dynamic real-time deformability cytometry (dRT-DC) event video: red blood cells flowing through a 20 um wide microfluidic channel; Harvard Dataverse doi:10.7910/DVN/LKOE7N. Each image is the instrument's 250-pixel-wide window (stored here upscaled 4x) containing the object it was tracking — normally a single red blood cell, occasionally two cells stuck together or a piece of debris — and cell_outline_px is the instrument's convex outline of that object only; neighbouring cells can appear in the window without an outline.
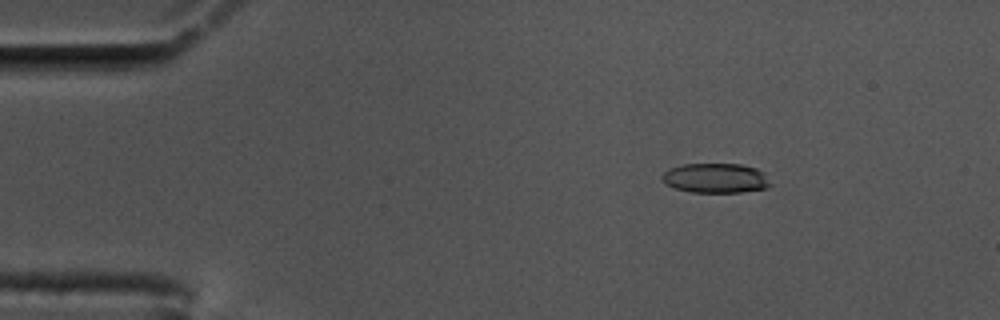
{"species": "common noctule bat (a hibernating species)", "species_latin": "Nyctalus noctula", "temperature_condition": "cold", "stored_images_in_passage": 57, "camera_frame_rate_fps": 3000, "um_per_image_px": 0.085, "animal": {"sex": "male", "body_mass_g": 17.5, "forearm_length_mm": 52.3}, "frame": {"image": 1, "passage_image": 8, "time_ms": 2.333, "image_size_px": [1000, 320], "cell_outline_px": [[772, 184], [768, 188], [740, 192], [692, 192], [676, 188], [664, 184], [660, 176], [664, 172], [672, 168], [684, 164], [740, 164], [756, 168], [764, 172]], "centroid_in_image_um": [60.85, 15.14], "position_along_channel_um": 24.1, "area_um2": 18.79}}
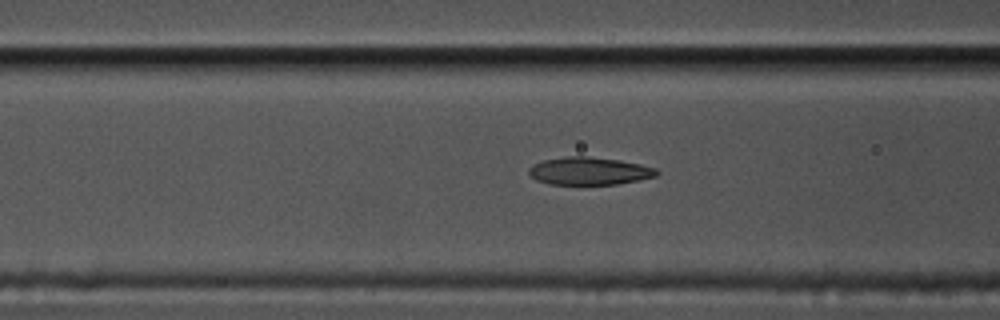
{"frame": {"image": 2, "passage_image": 22, "time_ms": 7.0, "image_size_px": [1000, 320], "cell_outline_px": [[660, 172], [656, 176], [640, 180], [616, 184], [552, 184], [536, 180], [528, 172], [528, 168], [544, 160], [568, 156], [588, 156], [620, 160], [640, 164], [656, 168]], "centroid_in_image_um": [50.13, 14.53], "position_along_channel_um": 116.5, "area_um2": 20.52}}
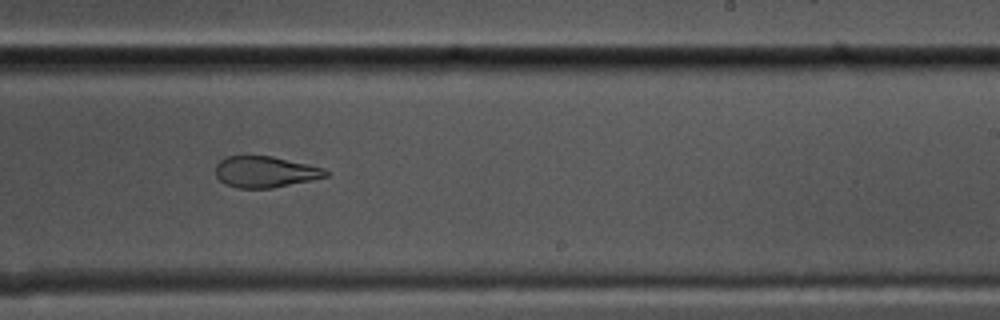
{"frame": {"image": 3, "passage_image": 35, "time_ms": 11.333, "image_size_px": [1000, 320], "cell_outline_px": [[328, 176], [272, 188], [236, 188], [224, 184], [216, 176], [216, 164], [224, 156], [272, 156], [308, 164], [324, 168], [328, 172]], "centroid_in_image_um": [22.51, 14.6], "position_along_channel_um": 266.5, "area_um2": 20.0}, "authors_computed_cell_mechanics": {"area_um2": 20.5768, "velocity_mm_per_s": 3.4669, "shape_relaxation_time_tau1_ms": null, "shape_relaxation_time_tau2_ms": 2.1582, "deformation_change_tau1": null, "deformation_change_tau2": 0.0949}}